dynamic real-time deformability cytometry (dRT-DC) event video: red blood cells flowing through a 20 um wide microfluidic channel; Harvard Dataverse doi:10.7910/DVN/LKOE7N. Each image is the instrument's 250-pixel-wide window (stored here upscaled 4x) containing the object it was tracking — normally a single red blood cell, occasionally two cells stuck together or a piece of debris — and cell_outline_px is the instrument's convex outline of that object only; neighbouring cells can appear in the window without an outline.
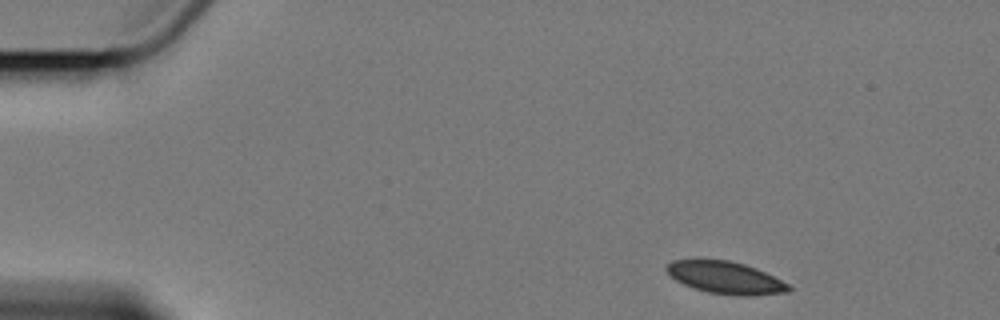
{"species": "Egyptian fruit bat (a non-hibernating species)", "species_latin": "Rousettus aegyptiacus", "temperature_condition": "cold", "stored_images_in_passage": 5, "camera_frame_rate_fps": 3000, "um_per_image_px": 0.085, "animal": {"sex": "female"}, "frame": {"image": 1, "passage_image": 1, "time_ms": 0.0, "image_size_px": [1000, 320], "cell_outline_px": [[792, 288], [788, 292], [756, 296], [736, 296], [708, 292], [692, 288], [676, 280], [664, 268], [672, 260], [696, 256], [700, 256], [728, 260], [744, 264], [756, 268], [788, 284]], "centroid_in_image_um": [61.59, 23.56], "position_along_channel_um": 23.4, "area_um2": 23.7}}
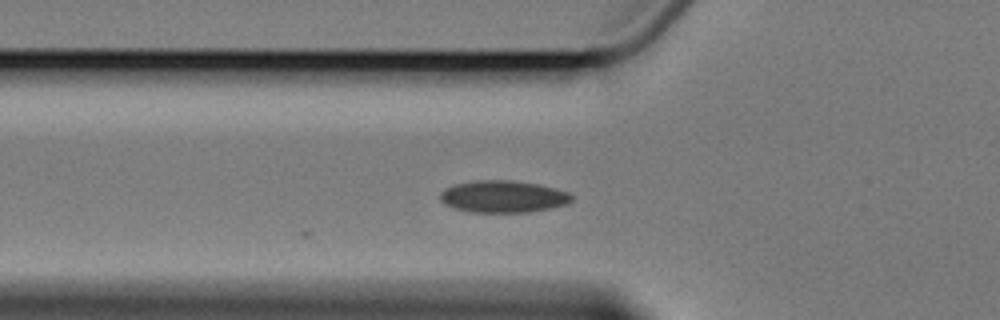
{"frame": {"image": 2, "passage_image": 4, "time_ms": 4.333, "image_size_px": [1000, 320], "cell_outline_px": [[576, 196], [568, 204], [528, 212], [468, 212], [452, 208], [444, 204], [440, 200], [440, 192], [444, 188], [456, 184], [476, 180], [508, 180], [540, 184], [572, 192]], "centroid_in_image_um": [42.79, 16.7], "position_along_channel_um": 83.0, "area_um2": 24.91}}
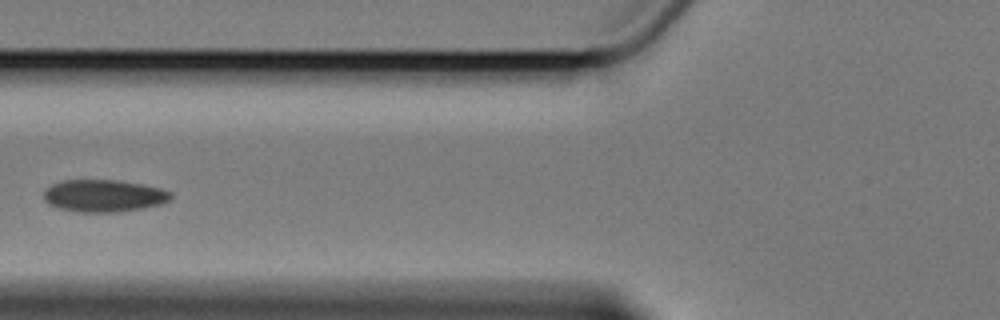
{"frame": {"image": 3, "passage_image": 5, "time_ms": 5.333, "image_size_px": [1000, 320], "cell_outline_px": [[172, 200], [160, 204], [144, 208], [120, 212], [80, 212], [56, 208], [48, 204], [44, 200], [44, 188], [52, 184], [64, 180], [116, 180], [140, 184], [160, 188], [172, 192]], "centroid_in_image_um": [8.81, 16.65], "position_along_channel_um": 117.0, "area_um2": 24.1}}